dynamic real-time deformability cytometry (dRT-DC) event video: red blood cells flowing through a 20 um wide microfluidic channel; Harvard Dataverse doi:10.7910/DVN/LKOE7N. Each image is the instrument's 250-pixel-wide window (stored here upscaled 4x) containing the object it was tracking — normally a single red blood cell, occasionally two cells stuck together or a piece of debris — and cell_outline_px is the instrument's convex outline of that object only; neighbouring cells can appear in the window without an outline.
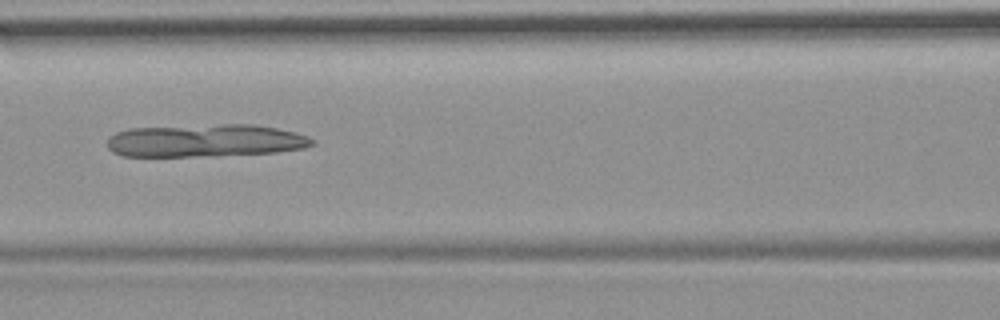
{"species": "common noctule bat (a hibernating species)", "species_latin": "Nyctalus noctula", "temperature_condition": "room temperature", "stored_images_in_passage": 11, "camera_frame_rate_fps": 3000, "um_per_image_px": 0.085, "animal": {"sex": "female", "body_mass_g": 19.9}, "frame": {"image": 1, "passage_image": 7, "time_ms": 7.667, "image_size_px": [1000, 320], "cell_outline_px": [[316, 144], [304, 148], [276, 152], [216, 156], [124, 156], [112, 152], [108, 148], [108, 140], [116, 132], [128, 128], [224, 124], [252, 124], [276, 128], [296, 132], [308, 136], [316, 140]], "centroid_in_image_um": [17.5, 11.95], "position_along_channel_um": 149.1, "area_um2": 39.3}}
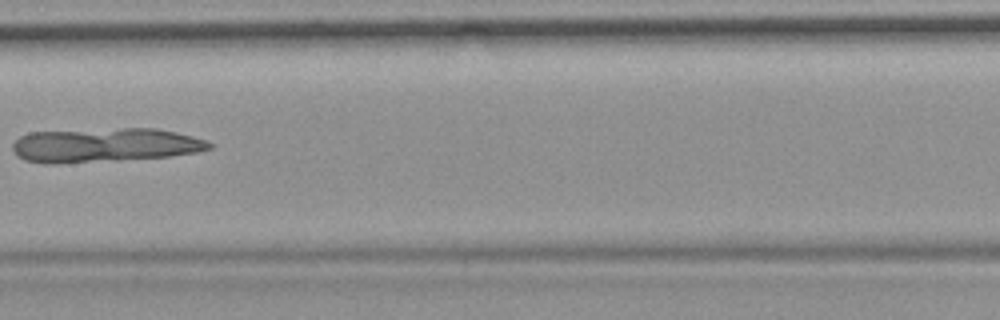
{"frame": {"image": 2, "passage_image": 8, "time_ms": 9.0, "image_size_px": [1000, 320], "cell_outline_px": [[212, 148], [196, 152], [168, 156], [120, 160], [56, 164], [44, 164], [24, 160], [16, 156], [12, 148], [12, 144], [20, 136], [28, 132], [124, 128], [156, 128], [176, 132], [192, 136], [204, 140], [212, 144]], "centroid_in_image_um": [8.84, 12.34], "position_along_channel_um": 198.6, "area_um2": 39.3}}